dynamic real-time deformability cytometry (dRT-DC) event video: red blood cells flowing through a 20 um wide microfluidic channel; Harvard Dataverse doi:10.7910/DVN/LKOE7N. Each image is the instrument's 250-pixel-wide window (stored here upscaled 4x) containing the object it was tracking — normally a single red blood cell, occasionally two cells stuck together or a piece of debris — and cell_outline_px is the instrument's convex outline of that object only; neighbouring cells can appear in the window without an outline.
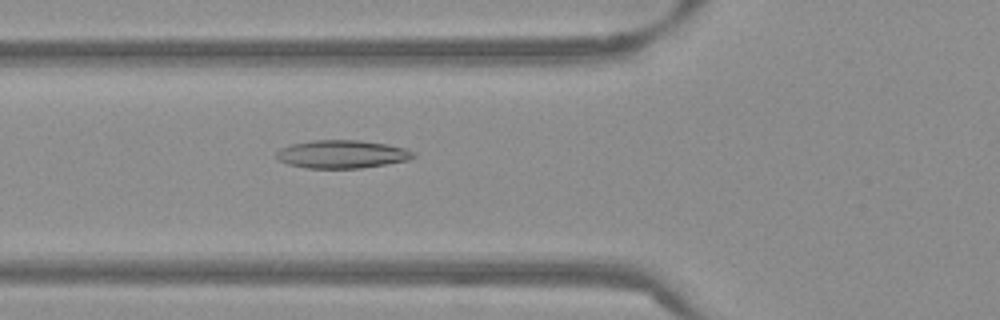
{"species": "Egyptian fruit bat (a non-hibernating species)", "species_latin": "Rousettus aegyptiacus", "temperature_condition": "warm", "stored_images_in_passage": 53, "camera_frame_rate_fps": 3000, "um_per_image_px": 0.085, "frame": {"image": 1, "passage_image": 20, "time_ms": 6.333, "image_size_px": [1000, 320], "cell_outline_px": [[416, 156], [408, 160], [360, 168], [304, 168], [288, 164], [280, 160], [276, 156], [276, 152], [280, 148], [292, 144], [312, 140], [360, 140], [388, 144], [404, 148], [416, 152]], "centroid_in_image_um": [29.08, 13.1], "position_along_channel_um": 96.7, "area_um2": 22.43}}
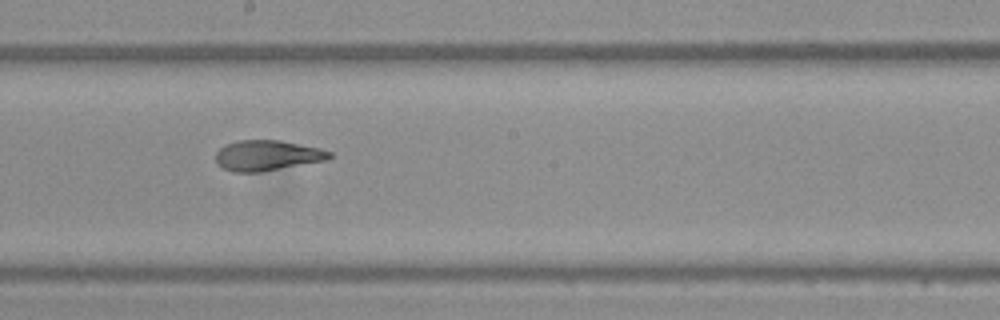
{"frame": {"image": 2, "passage_image": 30, "time_ms": 9.667, "image_size_px": [1000, 320], "cell_outline_px": [[332, 156], [328, 160], [260, 172], [232, 172], [216, 164], [216, 152], [224, 144], [236, 140], [280, 140], [320, 148], [332, 152]], "centroid_in_image_um": [22.7, 13.21], "position_along_channel_um": 225.5, "area_um2": 20.35}}
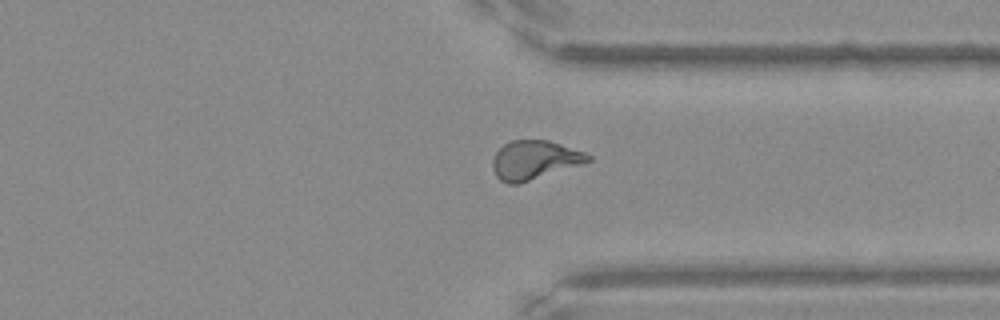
{"frame": {"image": 3, "passage_image": 41, "time_ms": 13.333, "image_size_px": [1000, 320], "cell_outline_px": [[592, 160], [584, 164], [520, 184], [508, 184], [500, 180], [496, 176], [492, 168], [492, 160], [496, 152], [504, 144], [512, 140], [548, 140], [584, 152], [592, 156]], "centroid_in_image_um": [45.43, 13.62], "position_along_channel_um": 366.0, "area_um2": 21.85}, "authors_computed_cell_mechanics": {"area_um2": 21.8484, "velocity_mm_per_s": 3.8359, "shape_relaxation_time_tau1_ms": null, "shape_relaxation_time_tau2_ms": 1.756, "deformation_change_tau1": null, "deformation_change_tau2": 0.0904}}